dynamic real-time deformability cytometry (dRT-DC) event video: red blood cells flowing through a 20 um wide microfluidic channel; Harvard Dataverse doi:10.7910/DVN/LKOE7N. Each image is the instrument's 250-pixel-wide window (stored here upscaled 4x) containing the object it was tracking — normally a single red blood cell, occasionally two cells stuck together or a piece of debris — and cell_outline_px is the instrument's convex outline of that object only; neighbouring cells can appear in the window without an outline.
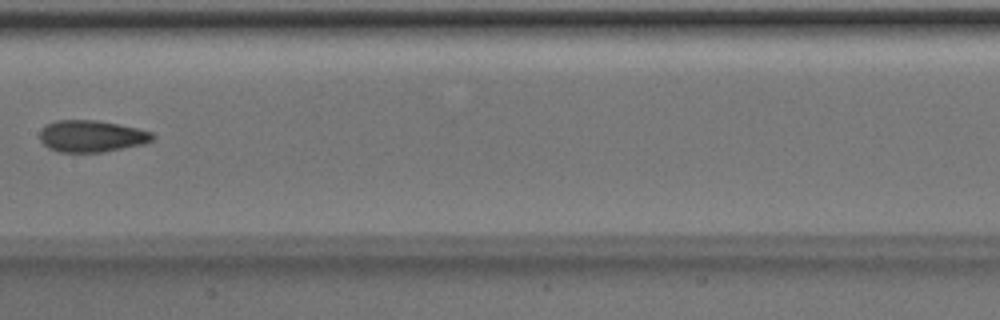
{"species": "Egyptian fruit bat (a non-hibernating species)", "species_latin": "Rousettus aegyptiacus", "temperature_condition": "room temperature", "stored_images_in_passage": 7, "camera_frame_rate_fps": 3000, "um_per_image_px": 0.085, "animal": {"sex": "male"}, "frame": {"image": 1, "passage_image": 7, "time_ms": 2.0, "image_size_px": [1000, 320], "cell_outline_px": [[156, 136], [152, 140], [144, 144], [100, 152], [60, 152], [48, 148], [40, 140], [40, 128], [44, 124], [56, 120], [96, 120], [136, 128], [152, 132]], "centroid_in_image_um": [7.74, 11.57], "position_along_channel_um": 199.7, "area_um2": 20.87}}